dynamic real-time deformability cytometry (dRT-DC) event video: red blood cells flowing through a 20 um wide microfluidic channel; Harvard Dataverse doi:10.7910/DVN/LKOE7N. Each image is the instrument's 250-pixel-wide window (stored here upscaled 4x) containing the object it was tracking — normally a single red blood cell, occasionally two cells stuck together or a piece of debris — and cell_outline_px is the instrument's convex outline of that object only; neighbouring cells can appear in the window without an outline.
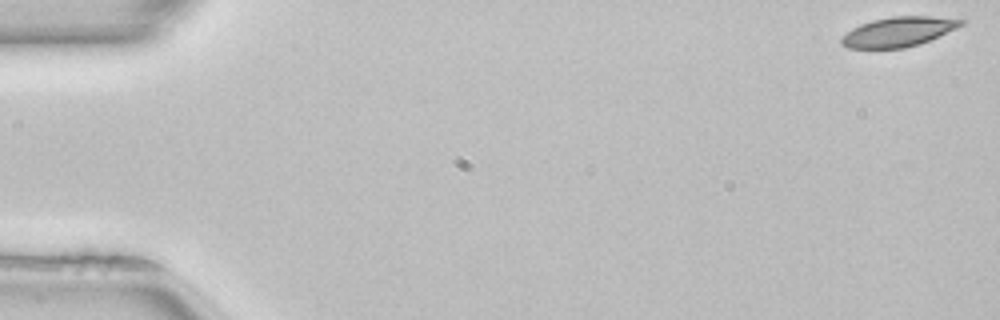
{"species": "common noctule bat (a hibernating species)", "species_latin": "Nyctalus noctula", "temperature_condition": "room temperature", "stored_images_in_passage": 51, "camera_frame_rate_fps": 3000, "um_per_image_px": 0.085, "animal": {"sex": "female", "body_mass_g": 22.7, "forearm_length_mm": 54.2}, "frame": {"image": 1, "passage_image": 1, "time_ms": 0.0, "image_size_px": [1000, 320], "cell_outline_px": [[964, 24], [956, 28], [920, 44], [904, 48], [848, 48], [840, 44], [840, 36], [852, 28], [860, 24], [872, 20], [892, 16], [928, 16], [964, 20]], "centroid_in_image_um": [76.3, 2.7], "position_along_channel_um": 8.7, "area_um2": 20.63}}
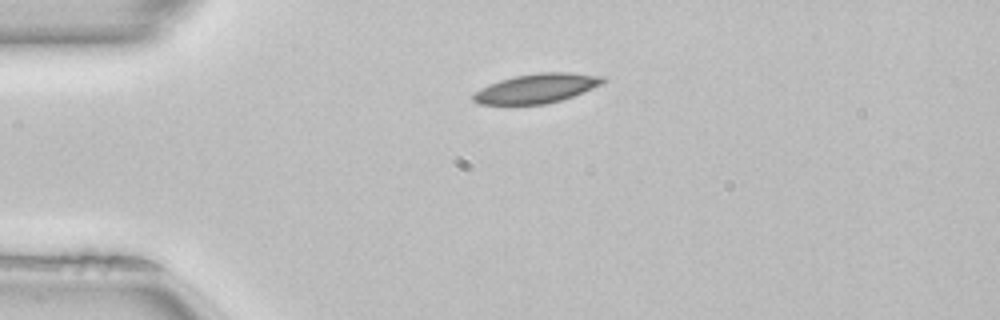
{"frame": {"image": 2, "passage_image": 12, "time_ms": 3.667, "image_size_px": [1000, 320], "cell_outline_px": [[604, 84], [572, 96], [560, 100], [544, 104], [480, 104], [472, 100], [472, 96], [480, 88], [488, 84], [500, 80], [516, 76], [540, 72], [568, 72], [604, 76]], "centroid_in_image_um": [45.62, 7.5], "position_along_channel_um": 39.4, "area_um2": 22.02}}
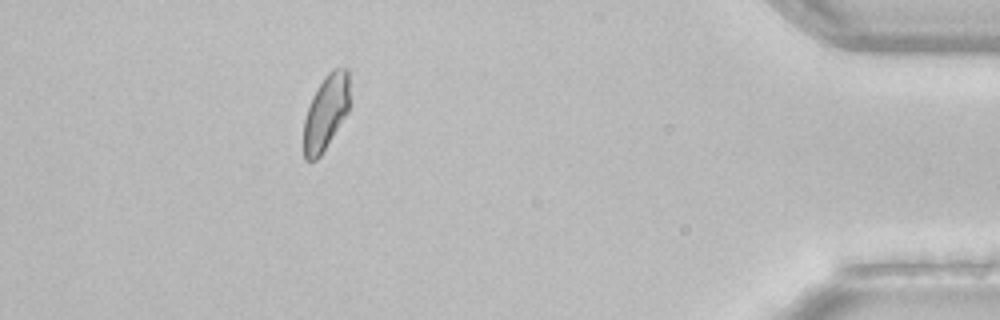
{"frame": {"image": 3, "passage_image": 46, "time_ms": 15.0, "image_size_px": [1000, 320], "cell_outline_px": [[348, 112], [320, 156], [316, 160], [304, 160], [304, 120], [312, 96], [316, 88], [328, 72], [332, 68], [348, 68]], "centroid_in_image_um": [27.68, 9.54], "position_along_channel_um": 407.5, "area_um2": 19.83}, "authors_computed_cell_mechanics": {"area_um2": 21.2704, "velocity_mm_per_s": 3.9951, "shape_relaxation_time_tau1_ms": 4.7271, "shape_relaxation_time_tau2_ms": null, "deformation_change_tau1": 0.1144, "deformation_change_tau2": null}}